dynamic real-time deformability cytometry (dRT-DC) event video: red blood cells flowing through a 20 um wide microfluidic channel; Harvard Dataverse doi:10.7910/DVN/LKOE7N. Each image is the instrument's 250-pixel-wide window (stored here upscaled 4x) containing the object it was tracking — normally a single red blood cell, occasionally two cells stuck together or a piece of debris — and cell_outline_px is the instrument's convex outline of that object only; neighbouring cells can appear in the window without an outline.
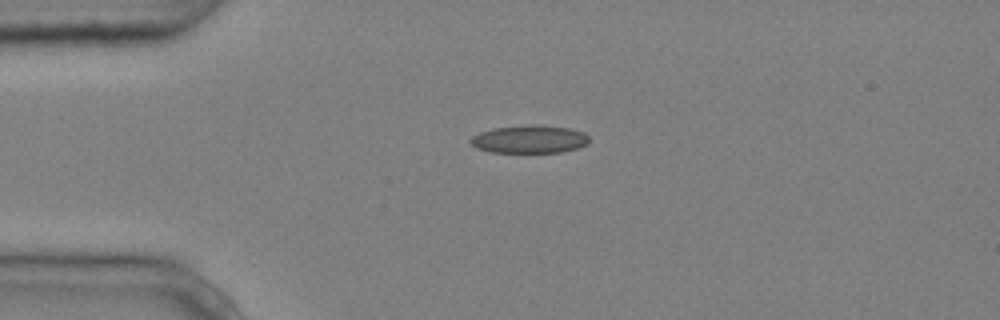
{"species": "common noctule bat (a hibernating species)", "species_latin": "Nyctalus noctula", "temperature_condition": "cold", "stored_images_in_passage": 2, "camera_frame_rate_fps": 3000, "um_per_image_px": 0.085, "animal": {"sex": "male", "body_mass_g": 20.4}, "frame": {"image": 1, "passage_image": 1, "time_ms": 0.0, "image_size_px": [1000, 320], "cell_outline_px": [[588, 144], [576, 148], [560, 152], [488, 152], [476, 148], [468, 140], [472, 136], [480, 132], [496, 128], [532, 124], [536, 124], [568, 128], [584, 132], [588, 136]], "centroid_in_image_um": [44.99, 11.83], "position_along_channel_um": 40.0, "area_um2": 19.25}}